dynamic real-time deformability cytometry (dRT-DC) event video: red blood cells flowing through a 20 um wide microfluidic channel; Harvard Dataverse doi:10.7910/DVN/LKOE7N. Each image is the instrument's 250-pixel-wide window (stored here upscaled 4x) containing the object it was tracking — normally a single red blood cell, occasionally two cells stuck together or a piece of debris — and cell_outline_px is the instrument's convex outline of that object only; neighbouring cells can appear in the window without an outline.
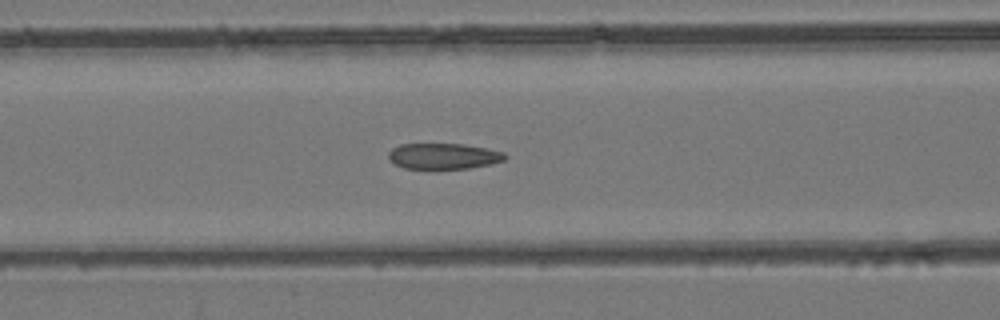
{"species": "common noctule bat (a hibernating species)", "species_latin": "Nyctalus noctula", "temperature_condition": "room temperature", "stored_images_in_passage": 35, "segment_of_instrument_passage": [1, 2], "camera_frame_rate_fps": 3000, "um_per_image_px": 0.085, "animal": {"sex": "female", "body_mass_g": 24.6, "forearm_length_mm": 56.2}, "frame": {"image": 1, "passage_image": 3, "time_ms": 0.667, "image_size_px": [1000, 320], "cell_outline_px": [[508, 156], [504, 160], [492, 164], [468, 168], [404, 168], [388, 160], [388, 152], [392, 148], [400, 144], [464, 144], [504, 152]], "centroid_in_image_um": [37.69, 13.26], "position_along_channel_um": 128.9, "area_um2": 17.46}}
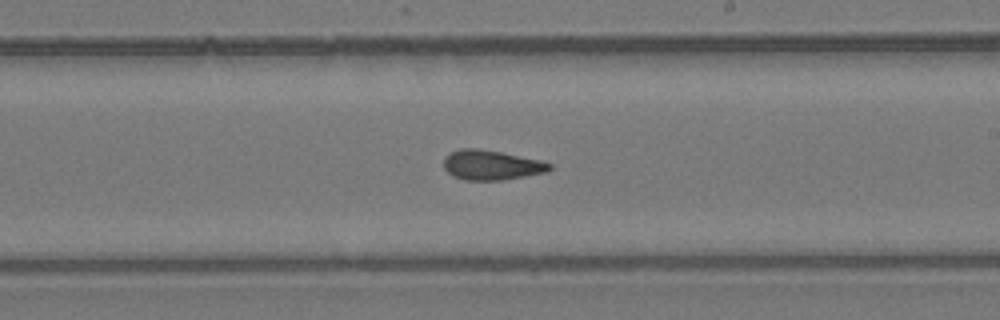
{"frame": {"image": 2, "passage_image": 12, "time_ms": 3.667, "image_size_px": [1000, 320], "cell_outline_px": [[552, 168], [548, 172], [504, 180], [464, 180], [452, 176], [444, 168], [444, 156], [460, 148], [476, 148], [500, 152], [540, 160], [552, 164]], "centroid_in_image_um": [41.77, 14.04], "position_along_channel_um": 247.2, "area_um2": 18.44}}
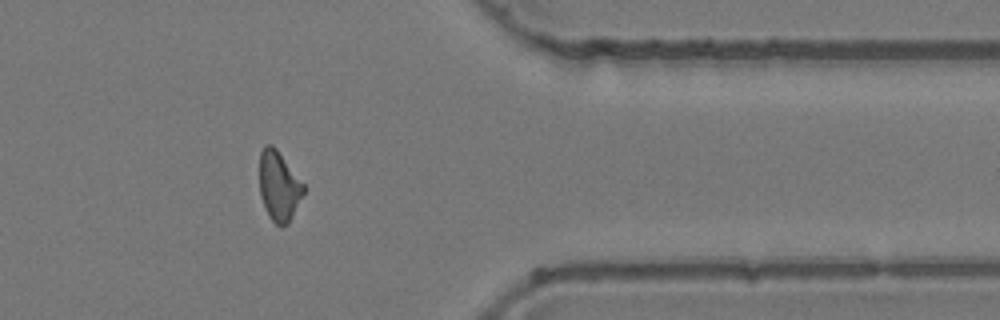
{"frame": {"image": 3, "passage_image": 24, "time_ms": 7.667, "image_size_px": [1000, 320], "cell_outline_px": [[304, 192], [288, 224], [280, 228], [268, 216], [260, 196], [260, 152], [264, 144], [272, 144], [276, 148], [304, 184]], "centroid_in_image_um": [23.69, 15.82], "position_along_channel_um": 387.7, "area_um2": 17.86}}